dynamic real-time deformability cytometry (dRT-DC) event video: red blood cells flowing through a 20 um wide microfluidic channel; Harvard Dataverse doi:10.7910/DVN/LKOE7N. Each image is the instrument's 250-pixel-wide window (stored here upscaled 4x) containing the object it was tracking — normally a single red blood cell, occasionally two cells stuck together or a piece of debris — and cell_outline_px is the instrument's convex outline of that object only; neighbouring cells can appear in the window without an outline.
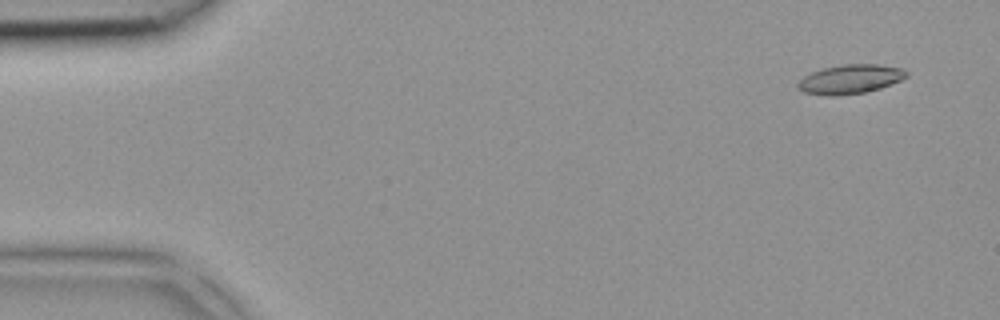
{"species": "common noctule bat (a hibernating species)", "species_latin": "Nyctalus noctula", "temperature_condition": "room temperature", "stored_images_in_passage": 6, "camera_frame_rate_fps": 3000, "um_per_image_px": 0.085, "animal": {"sex": "female", "body_mass_g": 18.4}, "frame": {"image": 1, "passage_image": 1, "time_ms": 0.0, "image_size_px": [1000, 320], "cell_outline_px": [[908, 76], [900, 80], [880, 88], [864, 92], [832, 96], [828, 96], [804, 92], [796, 84], [804, 76], [820, 68], [840, 64], [876, 64], [904, 68], [908, 72]], "centroid_in_image_um": [72.27, 6.71], "position_along_channel_um": 12.7, "area_um2": 18.44}}